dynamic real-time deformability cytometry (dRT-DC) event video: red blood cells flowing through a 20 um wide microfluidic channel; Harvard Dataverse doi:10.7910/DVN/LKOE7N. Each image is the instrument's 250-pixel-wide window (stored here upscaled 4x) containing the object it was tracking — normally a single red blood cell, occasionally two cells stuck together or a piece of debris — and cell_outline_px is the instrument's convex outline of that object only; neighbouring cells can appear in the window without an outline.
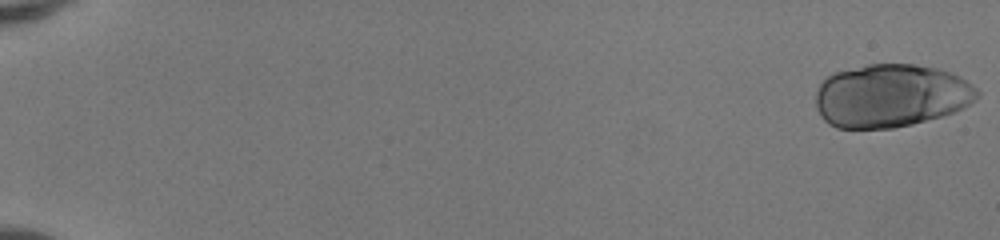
{"species": "human", "species_latin": "Homo sapiens", "temperature_condition": "room temperature", "stored_images_in_passage": 51, "camera_frame_rate_fps": 3000, "um_per_image_px": 0.085, "donor": {"sex": "female"}, "frame": {"image": 1, "passage_image": 1, "time_ms": 0.0, "image_size_px": [1000, 240], "cell_outline_px": [[980, 96], [976, 100], [952, 112], [940, 116], [912, 124], [892, 128], [836, 128], [828, 124], [820, 116], [816, 108], [816, 92], [820, 84], [828, 76], [836, 72], [868, 64], [916, 64], [940, 68], [952, 72], [960, 76], [972, 84], [980, 92]], "centroid_in_image_um": [75.73, 8.12], "position_along_channel_um": 9.3, "area_um2": 59.65}}
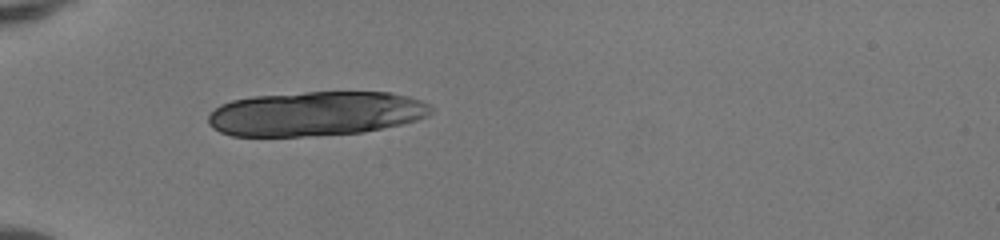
{"frame": {"image": 2, "passage_image": 18, "time_ms": 5.667, "image_size_px": [1000, 240], "cell_outline_px": [[432, 112], [428, 116], [416, 120], [400, 124], [364, 132], [300, 136], [232, 136], [220, 132], [212, 128], [208, 124], [208, 116], [220, 104], [232, 100], [252, 96], [304, 92], [392, 92], [408, 96], [420, 100], [428, 104], [432, 108]], "centroid_in_image_um": [26.81, 9.65], "position_along_channel_um": 58.2, "area_um2": 57.8}}